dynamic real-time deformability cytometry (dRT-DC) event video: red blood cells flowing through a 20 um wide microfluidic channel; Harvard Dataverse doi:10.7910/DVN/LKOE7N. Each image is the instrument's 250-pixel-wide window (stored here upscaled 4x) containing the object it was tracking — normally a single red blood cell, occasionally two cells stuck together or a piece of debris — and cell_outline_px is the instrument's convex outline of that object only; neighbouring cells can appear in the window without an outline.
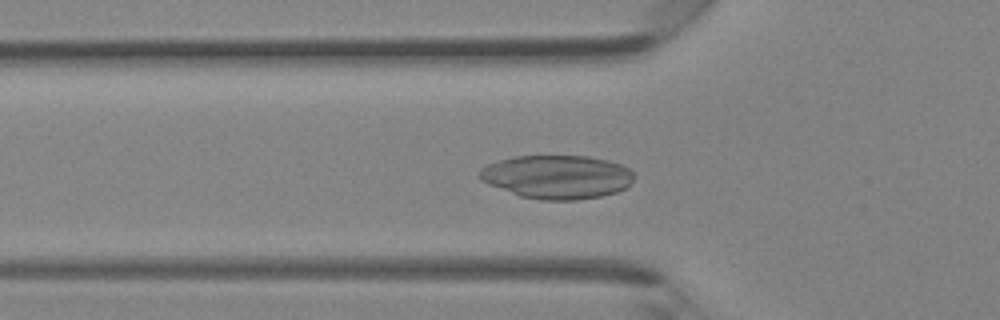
{"species": "Egyptian fruit bat (a non-hibernating species)", "species_latin": "Rousettus aegyptiacus", "temperature_condition": "room temperature", "stored_images_in_passage": 29, "segment_of_instrument_passage": [1, 2], "camera_frame_rate_fps": 3000, "um_per_image_px": 0.085, "animal": {"sex": "female"}, "frame": {"image": 1, "passage_image": 2, "time_ms": 0.333, "image_size_px": [1000, 320], "cell_outline_px": [[636, 176], [624, 188], [616, 192], [600, 196], [576, 200], [540, 200], [520, 196], [488, 184], [480, 180], [476, 176], [480, 168], [488, 164], [500, 160], [516, 156], [588, 156], [608, 160], [620, 164], [628, 168]], "centroid_in_image_um": [47.32, 15.03], "position_along_channel_um": 78.5, "area_um2": 39.3}}
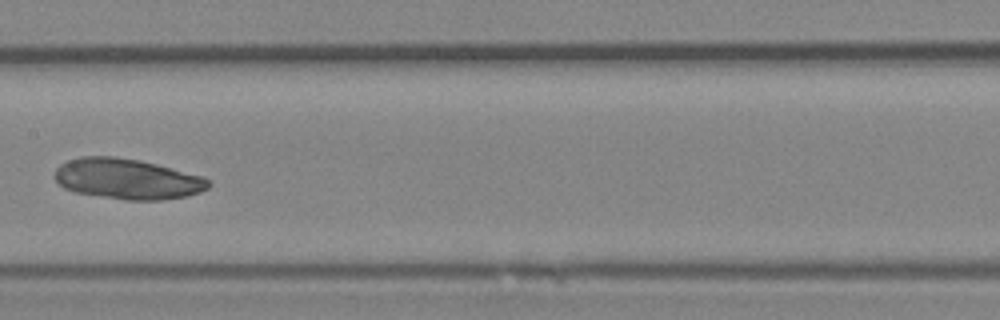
{"frame": {"image": 2, "passage_image": 9, "time_ms": 2.667, "image_size_px": [1000, 320], "cell_outline_px": [[212, 184], [208, 188], [200, 192], [188, 196], [160, 200], [124, 200], [76, 192], [64, 188], [52, 176], [56, 168], [60, 164], [68, 160], [80, 156], [112, 156], [140, 160], [204, 176]], "centroid_in_image_um": [10.82, 15.2], "position_along_channel_um": 196.6, "area_um2": 36.53}}
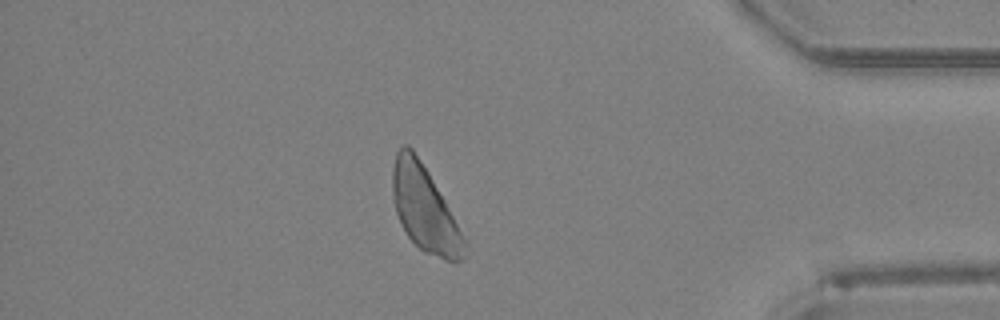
{"frame": {"image": 3, "passage_image": 23, "time_ms": 7.333, "image_size_px": [1000, 320], "cell_outline_px": [[468, 256], [464, 260], [444, 260], [424, 252], [408, 236], [396, 212], [392, 196], [392, 168], [396, 152], [400, 144], [408, 144], [412, 148], [428, 172], [444, 200], [468, 244]], "centroid_in_image_um": [36.1, 17.75], "position_along_channel_um": 399.1, "area_um2": 35.6}}